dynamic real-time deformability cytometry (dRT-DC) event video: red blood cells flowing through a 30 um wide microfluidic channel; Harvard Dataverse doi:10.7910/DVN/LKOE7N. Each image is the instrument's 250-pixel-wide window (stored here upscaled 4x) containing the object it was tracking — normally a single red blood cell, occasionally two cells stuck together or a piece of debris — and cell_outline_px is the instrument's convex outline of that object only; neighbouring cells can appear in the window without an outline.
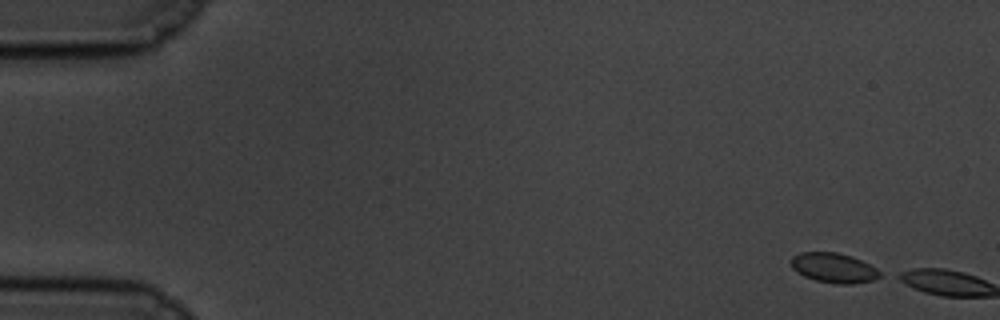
{"species": "common noctule bat (a hibernating species)", "species_latin": "Nyctalus noctula", "temperature_condition": "cold", "stored_images_in_passage": 3, "camera_frame_rate_fps": 3000, "um_per_image_px": 0.085, "animal": {"sex": "male", "body_mass_g": 19.5, "forearm_length_mm": 54.6}, "frame": {"image": 1, "passage_image": 1, "time_ms": 0.0, "image_size_px": [1000, 320], "cell_outline_px": [[884, 272], [880, 276], [872, 280], [852, 284], [836, 284], [816, 280], [804, 276], [796, 272], [792, 268], [792, 256], [800, 252], [836, 252], [852, 256]], "centroid_in_image_um": [70.87, 22.77], "position_along_channel_um": 14.1, "area_um2": 15.43}}